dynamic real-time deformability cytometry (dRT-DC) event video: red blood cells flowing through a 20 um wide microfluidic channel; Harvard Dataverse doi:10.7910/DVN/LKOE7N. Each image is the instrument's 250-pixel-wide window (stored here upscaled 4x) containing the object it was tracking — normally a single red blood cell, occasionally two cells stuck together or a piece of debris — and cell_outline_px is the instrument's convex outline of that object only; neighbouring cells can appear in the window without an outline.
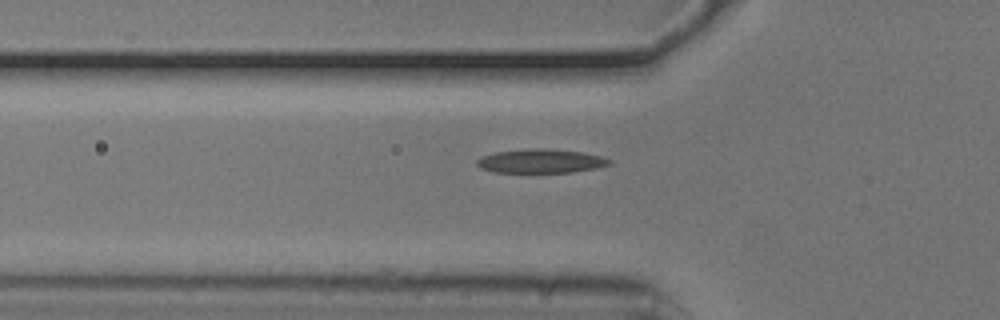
{"species": "common noctule bat (a hibernating species)", "species_latin": "Nyctalus noctula", "temperature_condition": "cold", "stored_images_in_passage": 38, "camera_frame_rate_fps": 3000, "um_per_image_px": 0.085, "animal": {"sex": "male", "body_mass_g": 20.5, "forearm_length_mm": 52.5}, "frame": {"image": 1, "passage_image": 3, "time_ms": 0.667, "image_size_px": [1000, 320], "cell_outline_px": [[612, 164], [596, 168], [572, 172], [492, 172], [480, 168], [476, 164], [476, 160], [484, 156], [496, 152], [528, 148], [548, 148], [584, 152], [600, 156], [612, 160]], "centroid_in_image_um": [45.99, 13.68], "position_along_channel_um": 79.8, "area_um2": 18.55}}
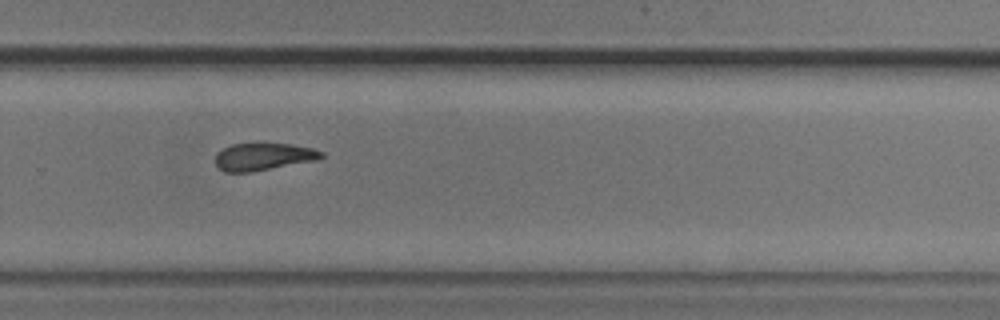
{"frame": {"image": 2, "passage_image": 21, "time_ms": 6.667, "image_size_px": [1000, 320], "cell_outline_px": [[324, 156], [316, 160], [252, 172], [224, 172], [216, 164], [216, 152], [232, 144], [260, 140], [292, 144], [312, 148], [324, 152]], "centroid_in_image_um": [22.38, 13.26], "position_along_channel_um": 307.4, "area_um2": 17.63}}
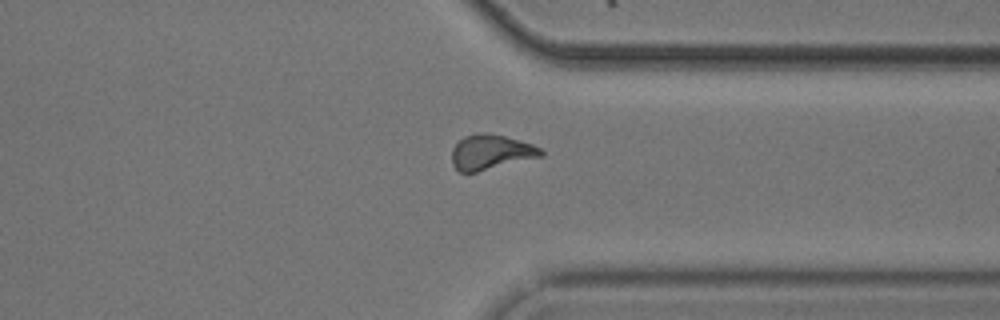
{"frame": {"image": 3, "passage_image": 26, "time_ms": 8.333, "image_size_px": [1000, 320], "cell_outline_px": [[544, 156], [476, 172], [460, 172], [452, 164], [452, 148], [464, 136], [480, 132], [488, 132], [504, 136], [532, 144], [540, 148], [544, 152]], "centroid_in_image_um": [41.72, 12.92], "position_along_channel_um": 369.7, "area_um2": 18.15}, "authors_computed_cell_mechanics": {"area_um2": 17.6868, "velocity_mm_per_s": 3.7839, "shape_relaxation_time_tau1_ms": null, "shape_relaxation_time_tau2_ms": 3.2229, "deformation_change_tau1": null, "deformation_change_tau2": 0.0943}}